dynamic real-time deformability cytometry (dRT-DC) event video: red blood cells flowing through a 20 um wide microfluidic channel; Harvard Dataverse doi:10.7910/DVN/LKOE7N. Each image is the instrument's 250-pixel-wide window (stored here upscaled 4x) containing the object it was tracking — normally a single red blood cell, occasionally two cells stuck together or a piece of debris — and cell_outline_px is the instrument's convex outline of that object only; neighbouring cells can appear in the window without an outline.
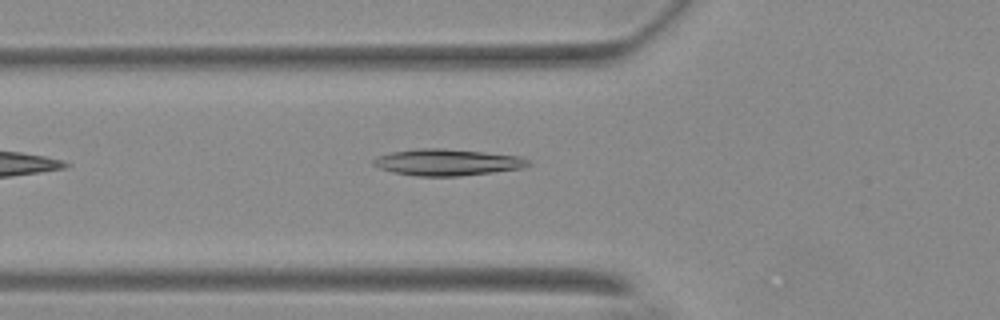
{"species": "Egyptian fruit bat (a non-hibernating species)", "species_latin": "Rousettus aegyptiacus", "temperature_condition": "warm", "stored_images_in_passage": 19, "camera_frame_rate_fps": 3000, "um_per_image_px": 0.085, "animal": {"sex": "female"}, "frame": {"image": 1, "passage_image": 2, "time_ms": 0.333, "image_size_px": [1000, 320], "cell_outline_px": [[532, 164], [524, 168], [460, 176], [416, 176], [392, 172], [380, 168], [372, 164], [372, 160], [380, 156], [392, 152], [420, 148], [440, 148], [484, 152], [520, 156], [532, 160]], "centroid_in_image_um": [38.07, 13.8], "position_along_channel_um": 87.7, "area_um2": 23.93}}
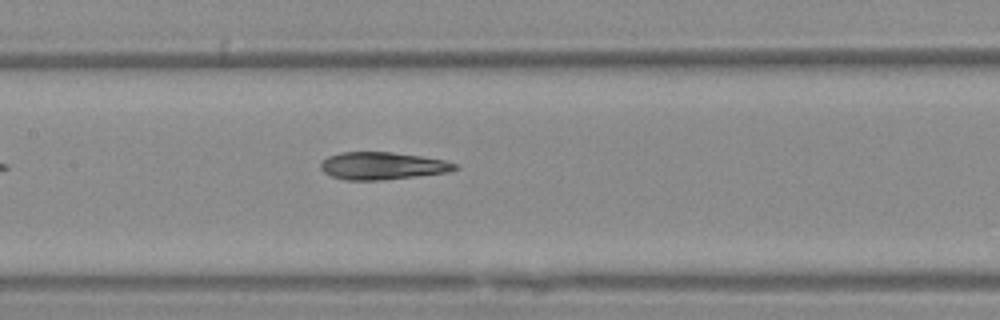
{"frame": {"image": 2, "passage_image": 9, "time_ms": 2.667, "image_size_px": [1000, 320], "cell_outline_px": [[460, 168], [448, 172], [384, 180], [344, 180], [332, 176], [324, 172], [320, 168], [320, 164], [328, 156], [340, 152], [392, 152], [420, 156], [444, 160], [456, 164]], "centroid_in_image_um": [32.49, 14.1], "position_along_channel_um": 174.9, "area_um2": 21.44}}
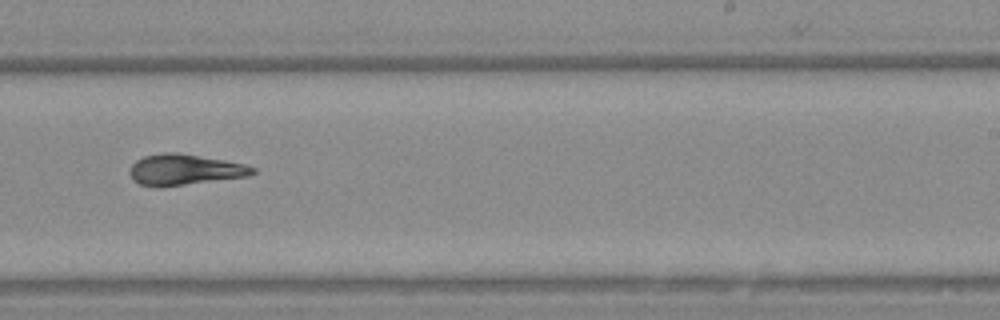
{"frame": {"image": 3, "passage_image": 17, "time_ms": 5.333, "image_size_px": [1000, 320], "cell_outline_px": [[256, 172], [248, 176], [184, 184], [140, 184], [132, 180], [128, 172], [128, 168], [136, 160], [144, 156], [164, 152], [176, 152], [224, 160], [244, 164], [256, 168]], "centroid_in_image_um": [15.68, 14.38], "position_along_channel_um": 273.3, "area_um2": 21.44}}